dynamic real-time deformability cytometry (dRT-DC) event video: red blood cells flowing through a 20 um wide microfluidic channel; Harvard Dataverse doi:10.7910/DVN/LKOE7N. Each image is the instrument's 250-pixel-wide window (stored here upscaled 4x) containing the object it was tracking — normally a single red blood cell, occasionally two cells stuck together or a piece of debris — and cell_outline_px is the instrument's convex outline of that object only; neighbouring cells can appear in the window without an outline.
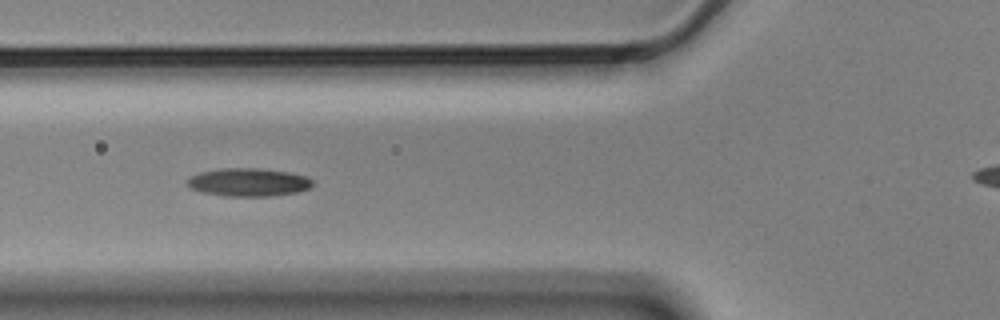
{"species": "Egyptian fruit bat (a non-hibernating species)", "species_latin": "Rousettus aegyptiacus", "temperature_condition": "cold", "stored_images_in_passage": 8, "segment_of_instrument_passage": [1, 2], "camera_frame_rate_fps": 3000, "um_per_image_px": 0.085, "animal": {"sex": "male"}, "frame": {"image": 1, "passage_image": 6, "time_ms": 1.667, "image_size_px": [1000, 320], "cell_outline_px": [[312, 184], [308, 188], [296, 192], [268, 196], [224, 196], [204, 192], [192, 188], [188, 184], [188, 180], [192, 176], [200, 172], [220, 168], [256, 168], [288, 172], [304, 176], [312, 180]], "centroid_in_image_um": [21.11, 15.48], "position_along_channel_um": 104.7, "area_um2": 20.11}}
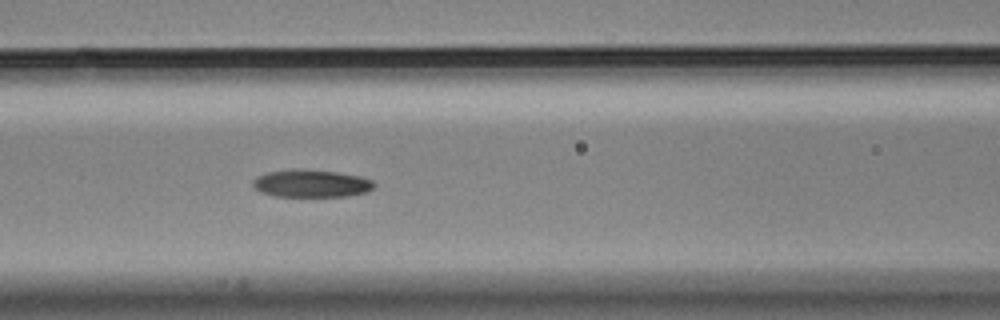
{"frame": {"image": 2, "passage_image": 7, "time_ms": 2.0, "image_size_px": [1000, 320], "cell_outline_px": [[376, 184], [368, 192], [348, 196], [272, 196], [260, 192], [252, 184], [252, 180], [256, 176], [268, 172], [336, 172], [360, 176], [372, 180]], "centroid_in_image_um": [26.49, 15.65], "position_along_channel_um": 140.1, "area_um2": 18.61}}